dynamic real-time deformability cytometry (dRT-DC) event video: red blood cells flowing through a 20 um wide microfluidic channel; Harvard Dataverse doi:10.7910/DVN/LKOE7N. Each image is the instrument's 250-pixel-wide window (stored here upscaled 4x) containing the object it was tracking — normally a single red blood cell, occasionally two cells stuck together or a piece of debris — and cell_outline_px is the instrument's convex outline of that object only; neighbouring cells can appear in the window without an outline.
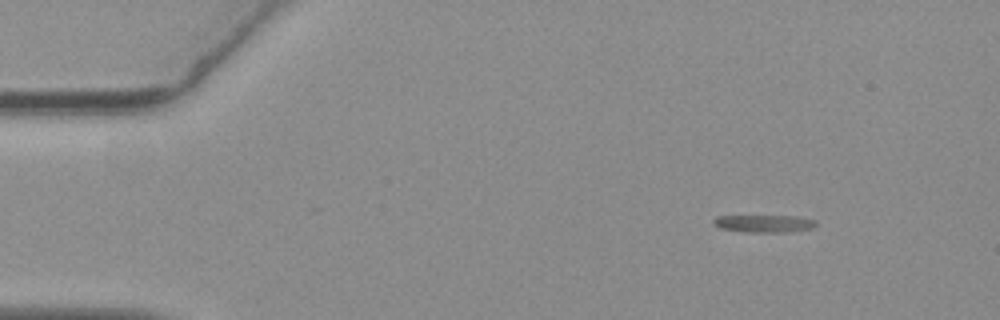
{"species": "common noctule bat (a hibernating species)", "species_latin": "Nyctalus noctula", "temperature_condition": "warm", "stored_images_in_passage": 58, "camera_frame_rate_fps": 3000, "um_per_image_px": 0.085, "animal": {"sex": "female", "body_mass_g": 19.3, "forearm_length_mm": 54.1}, "frame": {"image": 1, "passage_image": 7, "time_ms": 2.0, "image_size_px": [1000, 320], "cell_outline_px": [[816, 224], [812, 228], [784, 232], [748, 232], [720, 228], [712, 224], [712, 220], [716, 216], [792, 216], [816, 220]], "centroid_in_image_um": [64.89, 19.0], "position_along_channel_um": 20.1, "area_um2": 10.29}}
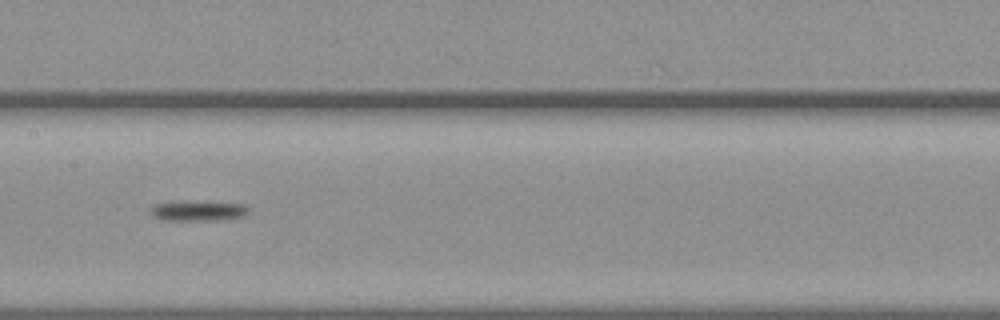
{"frame": {"image": 2, "passage_image": 29, "time_ms": 9.333, "image_size_px": [1000, 320], "cell_outline_px": [[248, 212], [244, 216], [228, 220], [164, 220], [156, 216], [152, 212], [152, 204], [244, 204], [248, 208]], "centroid_in_image_um": [16.94, 17.99], "position_along_channel_um": 190.5, "area_um2": 10.35}}
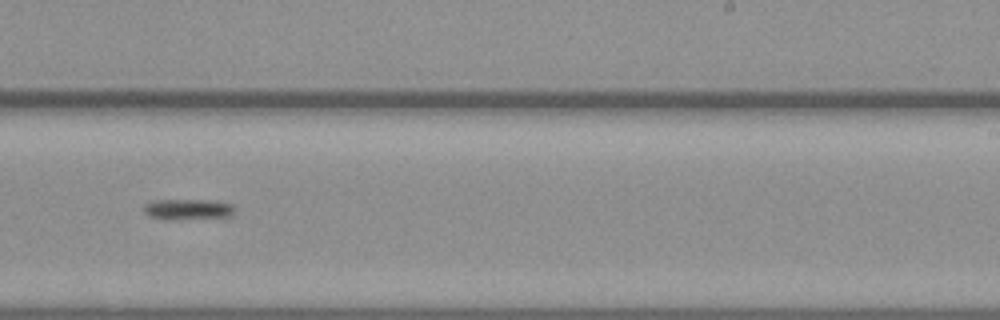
{"frame": {"image": 3, "passage_image": 36, "time_ms": 11.667, "image_size_px": [1000, 320], "cell_outline_px": [[232, 216], [168, 220], [148, 216], [144, 212], [144, 204], [152, 200], [212, 200], [232, 204]], "centroid_in_image_um": [15.9, 17.79], "position_along_channel_um": 273.1, "area_um2": 10.92}}